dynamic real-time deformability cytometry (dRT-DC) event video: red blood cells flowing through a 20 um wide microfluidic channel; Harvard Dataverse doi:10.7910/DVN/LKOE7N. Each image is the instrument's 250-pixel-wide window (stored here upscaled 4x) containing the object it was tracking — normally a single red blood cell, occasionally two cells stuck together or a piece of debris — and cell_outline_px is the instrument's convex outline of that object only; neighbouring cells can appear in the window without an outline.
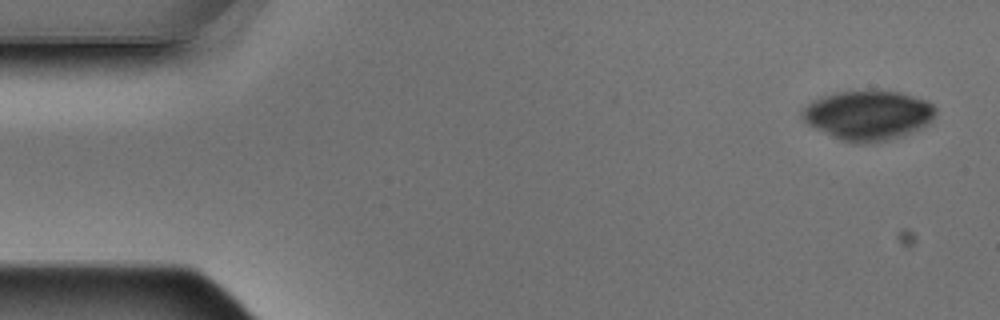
{"species": "Egyptian fruit bat (a non-hibernating species)", "species_latin": "Rousettus aegyptiacus", "temperature_condition": "warm", "stored_images_in_passage": 6, "camera_frame_rate_fps": 3000, "um_per_image_px": 0.085, "animal": {"sex": "male"}, "frame": {"image": 1, "passage_image": 1, "time_ms": 0.0, "image_size_px": [1000, 320], "cell_outline_px": [[936, 116], [932, 124], [904, 136], [888, 140], [860, 144], [856, 144], [840, 140], [808, 124], [804, 120], [800, 112], [812, 100], [820, 96], [836, 92], [900, 92], [928, 100], [936, 108]], "centroid_in_image_um": [73.85, 9.82], "position_along_channel_um": 11.2, "area_um2": 38.73}}